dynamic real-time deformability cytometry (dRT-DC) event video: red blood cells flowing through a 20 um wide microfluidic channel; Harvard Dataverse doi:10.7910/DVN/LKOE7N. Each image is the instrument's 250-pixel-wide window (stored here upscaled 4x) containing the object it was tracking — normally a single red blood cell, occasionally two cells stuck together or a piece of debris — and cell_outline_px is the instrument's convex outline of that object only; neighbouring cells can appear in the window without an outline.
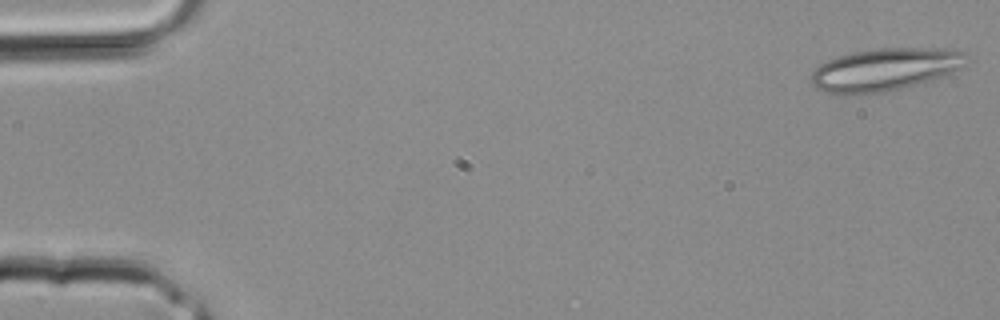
{"species": "common noctule bat (a hibernating species)", "species_latin": "Nyctalus noctula", "temperature_condition": "room temperature", "stored_images_in_passage": 34, "camera_frame_rate_fps": 3000, "um_per_image_px": 0.085, "animal": {"sex": "male", "body_mass_g": 20.4}, "frame": {"image": 1, "passage_image": 1, "time_ms": 0.0, "image_size_px": [1000, 320], "cell_outline_px": [[972, 60], [964, 68], [928, 80], [900, 88], [884, 92], [836, 96], [824, 92], [816, 88], [812, 84], [812, 72], [820, 64], [828, 60], [840, 56], [872, 48], [956, 48], [968, 52], [972, 56]], "centroid_in_image_um": [75.31, 5.89], "position_along_channel_um": 9.7, "area_um2": 39.19}}
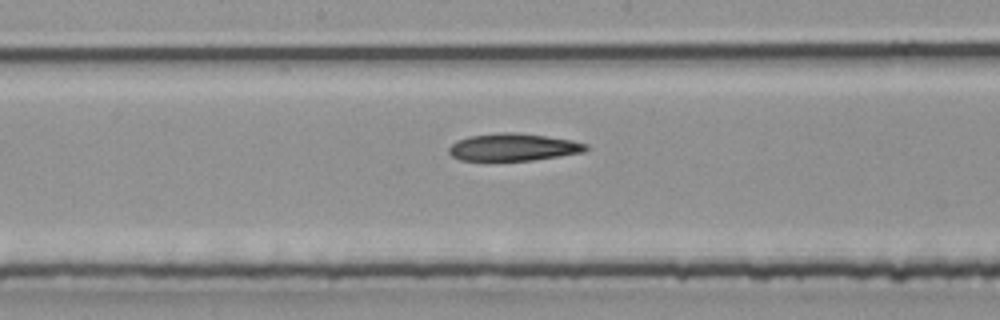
{"frame": {"image": 2, "passage_image": 18, "time_ms": 5.667, "image_size_px": [1000, 320], "cell_outline_px": [[588, 148], [584, 152], [560, 156], [532, 160], [488, 164], [460, 160], [452, 156], [448, 152], [448, 148], [456, 140], [468, 136], [500, 132], [516, 132], [572, 140], [588, 144]], "centroid_in_image_um": [43.54, 12.56], "position_along_channel_um": 204.7, "area_um2": 22.89}}
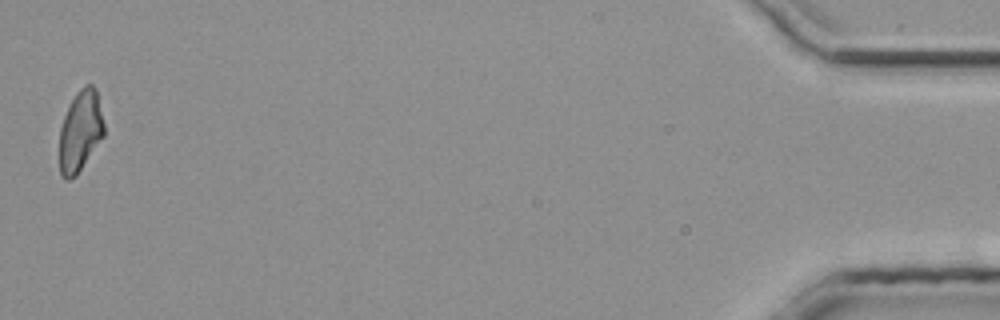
{"frame": {"image": 3, "passage_image": 34, "time_ms": 11.0, "image_size_px": [1000, 320], "cell_outline_px": [[104, 136], [76, 176], [68, 180], [64, 180], [60, 176], [60, 128], [64, 116], [76, 92], [84, 84], [92, 84], [96, 88], [104, 124]], "centroid_in_image_um": [6.83, 11.15], "position_along_channel_um": 428.4, "area_um2": 21.1}}